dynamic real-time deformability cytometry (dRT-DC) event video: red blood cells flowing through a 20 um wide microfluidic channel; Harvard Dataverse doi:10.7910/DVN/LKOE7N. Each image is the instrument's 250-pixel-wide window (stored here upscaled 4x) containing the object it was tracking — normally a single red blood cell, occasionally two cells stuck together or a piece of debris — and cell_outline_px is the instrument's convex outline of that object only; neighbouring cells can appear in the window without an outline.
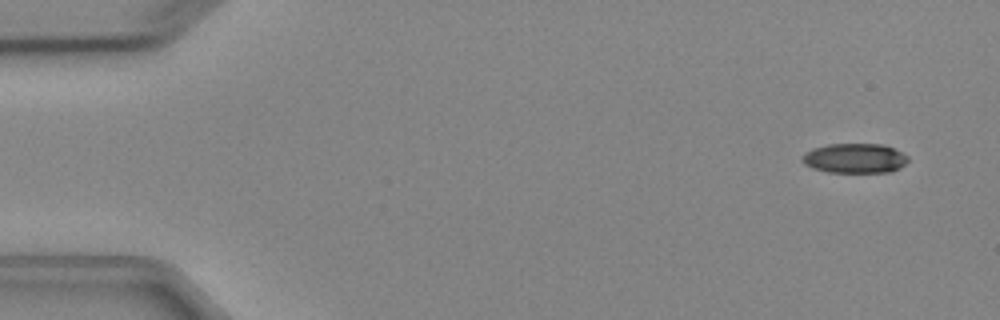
{"species": "Egyptian fruit bat (a non-hibernating species)", "species_latin": "Rousettus aegyptiacus", "temperature_condition": "cold", "stored_images_in_passage": 7, "camera_frame_rate_fps": 3000, "um_per_image_px": 0.085, "animal": {"sex": "female"}, "frame": {"image": 1, "passage_image": 1, "time_ms": 0.0, "image_size_px": [1000, 320], "cell_outline_px": [[908, 160], [900, 168], [892, 172], [828, 172], [812, 168], [804, 164], [800, 160], [804, 152], [812, 148], [828, 144], [880, 144], [892, 148], [908, 156]], "centroid_in_image_um": [72.61, 13.45], "position_along_channel_um": 12.4, "area_um2": 18.38}}
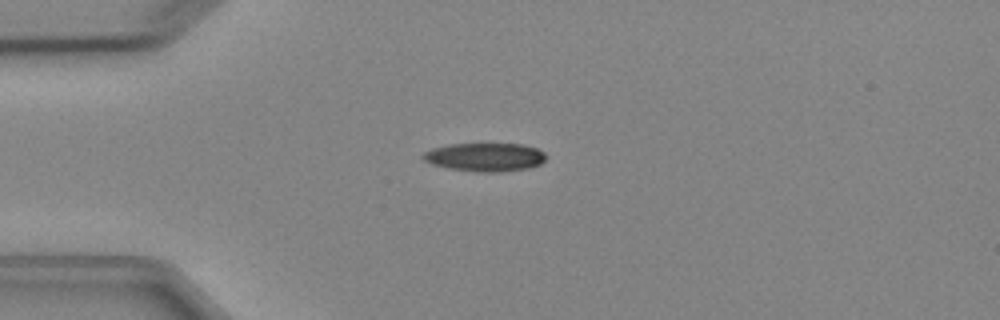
{"frame": {"image": 2, "passage_image": 4, "time_ms": 3.333, "image_size_px": [1000, 320], "cell_outline_px": [[548, 156], [540, 164], [528, 168], [500, 172], [476, 172], [448, 168], [432, 164], [424, 160], [420, 156], [424, 152], [432, 148], [448, 144], [520, 144], [536, 148], [544, 152]], "centroid_in_image_um": [41.21, 13.35], "position_along_channel_um": 43.8, "area_um2": 20.46}}
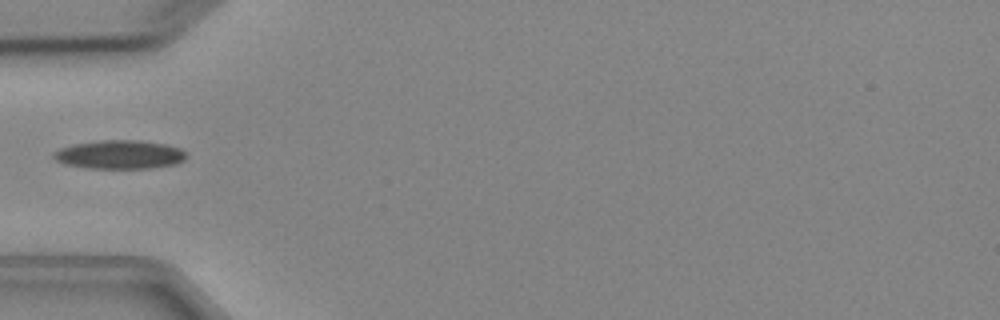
{"frame": {"image": 3, "passage_image": 5, "time_ms": 4.667, "image_size_px": [1000, 320], "cell_outline_px": [[188, 156], [184, 160], [176, 164], [148, 168], [88, 168], [64, 164], [56, 160], [52, 156], [52, 152], [60, 148], [72, 144], [100, 140], [140, 140], [164, 144], [180, 148]], "centroid_in_image_um": [10.14, 13.13], "position_along_channel_um": 74.9, "area_um2": 22.25}}